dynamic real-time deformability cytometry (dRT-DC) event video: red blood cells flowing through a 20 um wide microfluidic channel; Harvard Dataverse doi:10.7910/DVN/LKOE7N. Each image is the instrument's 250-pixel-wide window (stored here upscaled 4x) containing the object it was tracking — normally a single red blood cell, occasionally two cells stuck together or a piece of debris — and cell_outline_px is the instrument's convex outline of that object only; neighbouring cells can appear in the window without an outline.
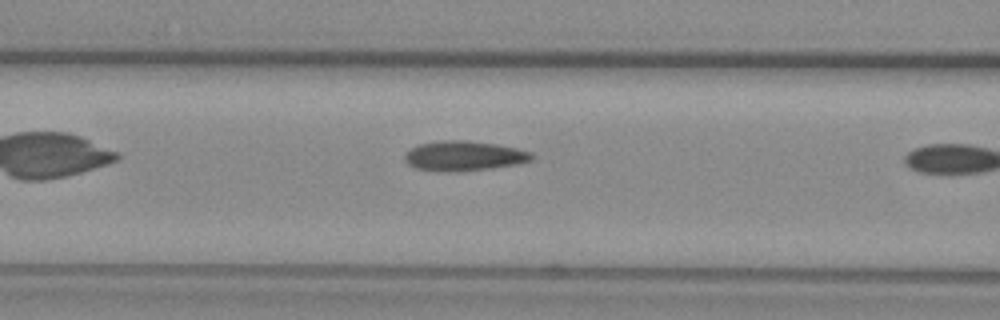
{"species": "common noctule bat (a hibernating species)", "species_latin": "Nyctalus noctula", "temperature_condition": "warm", "stored_images_in_passage": 7, "camera_frame_rate_fps": 3000, "um_per_image_px": 0.085, "animal": {"sex": "female", "body_mass_g": 29.2, "forearm_length_mm": 56.3}, "frame": {"image": 1, "passage_image": 6, "time_ms": 1.667, "image_size_px": [1000, 320], "cell_outline_px": [[532, 160], [520, 164], [492, 168], [456, 172], [448, 172], [416, 168], [408, 164], [404, 160], [404, 156], [416, 144], [440, 140], [468, 140], [496, 144], [516, 148], [532, 152]], "centroid_in_image_um": [39.44, 13.25], "position_along_channel_um": 127.2, "area_um2": 22.25}}